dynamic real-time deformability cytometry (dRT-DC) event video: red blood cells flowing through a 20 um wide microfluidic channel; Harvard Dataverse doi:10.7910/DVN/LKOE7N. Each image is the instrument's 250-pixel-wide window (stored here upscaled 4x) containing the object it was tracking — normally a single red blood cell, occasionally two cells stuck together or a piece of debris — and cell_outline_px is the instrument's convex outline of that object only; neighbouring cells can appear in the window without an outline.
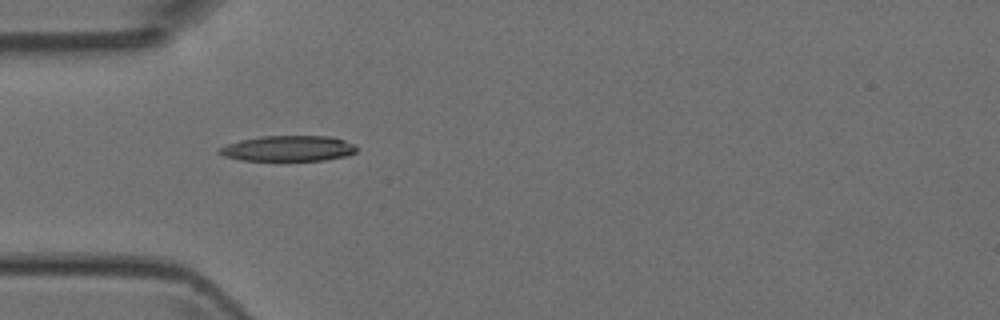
{"species": "Egyptian fruit bat (a non-hibernating species)", "species_latin": "Rousettus aegyptiacus", "temperature_condition": "room temperature", "stored_images_in_passage": 3, "camera_frame_rate_fps": 3000, "um_per_image_px": 0.085, "animal": {"sex": "female"}, "frame": {"image": 1, "passage_image": 1, "time_ms": 0.0, "image_size_px": [1000, 320], "cell_outline_px": [[356, 152], [348, 156], [324, 160], [240, 160], [224, 156], [216, 152], [220, 148], [228, 144], [240, 140], [260, 136], [332, 136], [356, 144]], "centroid_in_image_um": [24.53, 12.61], "position_along_channel_um": 60.5, "area_um2": 20.52}}
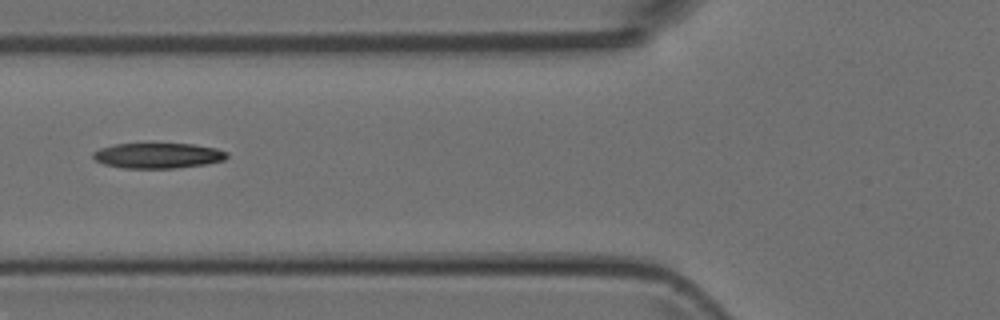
{"frame": {"image": 2, "passage_image": 2, "time_ms": 1.333, "image_size_px": [1000, 320], "cell_outline_px": [[228, 156], [224, 160], [204, 164], [172, 168], [124, 168], [104, 164], [96, 160], [92, 156], [92, 152], [100, 148], [116, 144], [192, 144], [216, 148], [228, 152]], "centroid_in_image_um": [13.42, 13.22], "position_along_channel_um": 112.4, "area_um2": 19.59}}
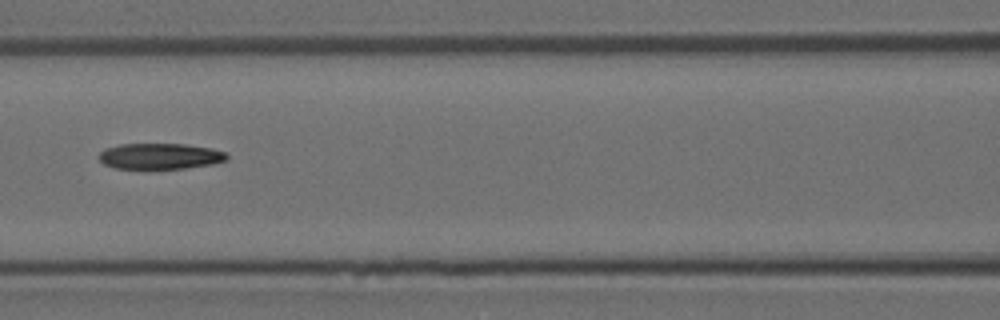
{"frame": {"image": 3, "passage_image": 3, "time_ms": 2.333, "image_size_px": [1000, 320], "cell_outline_px": [[228, 160], [212, 164], [184, 168], [116, 168], [104, 164], [96, 156], [104, 148], [120, 144], [184, 144], [208, 148], [224, 152], [228, 156]], "centroid_in_image_um": [13.56, 13.27], "position_along_channel_um": 153.0, "area_um2": 19.13}}